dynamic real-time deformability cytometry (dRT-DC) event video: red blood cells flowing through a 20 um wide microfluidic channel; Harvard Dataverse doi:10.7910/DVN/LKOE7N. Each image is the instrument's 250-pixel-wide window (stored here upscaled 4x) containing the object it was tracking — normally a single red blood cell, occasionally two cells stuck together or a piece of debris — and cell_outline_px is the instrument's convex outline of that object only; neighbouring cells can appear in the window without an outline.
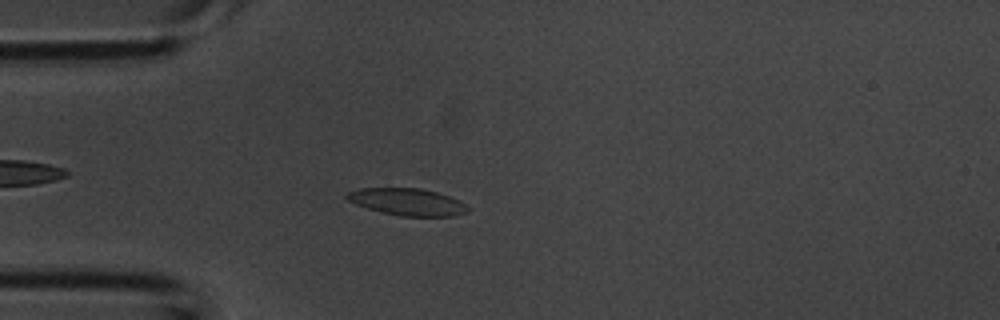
{"species": "common noctule bat (a hibernating species)", "species_latin": "Nyctalus noctula", "temperature_condition": "room temperature", "stored_images_in_passage": 42, "camera_frame_rate_fps": 3000, "um_per_image_px": 0.085, "animal": {"sex": "male", "body_mass_g": 20.1, "forearm_length_mm": 53.5}, "frame": {"image": 1, "passage_image": 11, "time_ms": 3.333, "image_size_px": [1000, 320], "cell_outline_px": [[468, 212], [452, 216], [400, 216], [368, 208], [356, 204], [348, 200], [344, 196], [348, 192], [360, 188], [420, 188], [436, 192], [460, 200], [468, 208]], "centroid_in_image_um": [34.62, 17.15], "position_along_channel_um": 50.4, "area_um2": 18.84}}
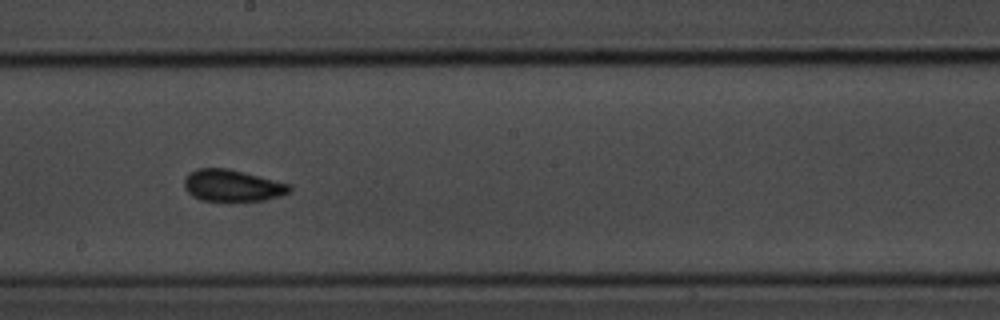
{"frame": {"image": 2, "passage_image": 23, "time_ms": 7.333, "image_size_px": [1000, 320], "cell_outline_px": [[292, 192], [280, 196], [264, 200], [204, 200], [188, 192], [184, 184], [184, 180], [188, 172], [200, 168], [228, 168], [292, 184]], "centroid_in_image_um": [19.81, 15.75], "position_along_channel_um": 228.4, "area_um2": 19.31}}
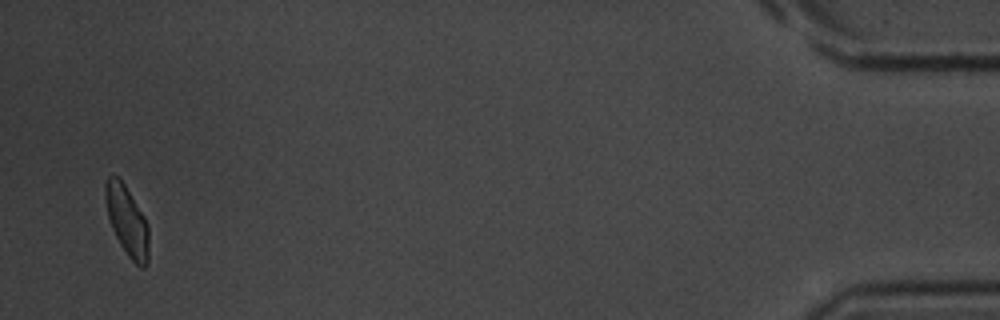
{"frame": {"image": 3, "passage_image": 41, "time_ms": 13.333, "image_size_px": [1000, 320], "cell_outline_px": [[148, 260], [144, 268], [140, 268], [128, 256], [120, 244], [112, 228], [108, 216], [104, 196], [104, 188], [108, 176], [112, 172], [124, 184], [144, 216], [148, 224]], "centroid_in_image_um": [10.79, 18.76], "position_along_channel_um": 424.4, "area_um2": 17.57}}